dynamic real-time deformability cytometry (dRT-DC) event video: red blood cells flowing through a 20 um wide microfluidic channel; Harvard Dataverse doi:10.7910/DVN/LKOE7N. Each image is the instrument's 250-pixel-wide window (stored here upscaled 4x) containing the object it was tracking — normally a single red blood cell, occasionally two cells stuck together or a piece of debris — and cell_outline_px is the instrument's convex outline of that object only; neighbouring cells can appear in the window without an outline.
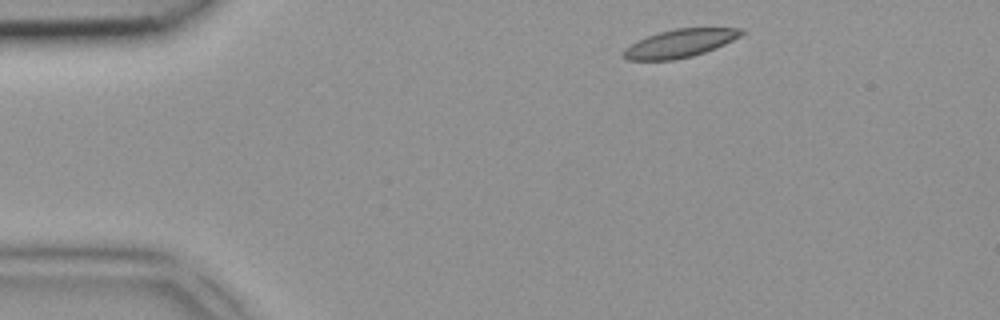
{"species": "common noctule bat (a hibernating species)", "species_latin": "Nyctalus noctula", "temperature_condition": "room temperature", "stored_images_in_passage": 3, "camera_frame_rate_fps": 3000, "um_per_image_px": 0.085, "animal": {"sex": "female", "body_mass_g": 18.4}, "frame": {"image": 1, "passage_image": 1, "time_ms": 0.0, "image_size_px": [1000, 320], "cell_outline_px": [[744, 32], [740, 36], [716, 48], [692, 56], [672, 60], [628, 60], [624, 56], [624, 48], [648, 36], [660, 32], [676, 28], [744, 28]], "centroid_in_image_um": [57.82, 3.68], "position_along_channel_um": 27.2, "area_um2": 18.96}}
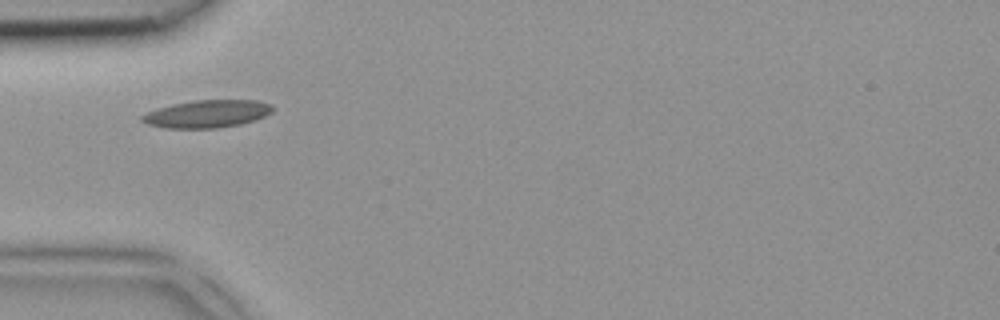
{"frame": {"image": 2, "passage_image": 2, "time_ms": 0.333, "image_size_px": [1000, 320], "cell_outline_px": [[276, 108], [272, 112], [256, 120], [240, 124], [216, 128], [164, 128], [148, 124], [140, 120], [140, 116], [156, 108], [172, 104], [196, 100], [256, 100], [272, 104]], "centroid_in_image_um": [17.62, 9.67], "position_along_channel_um": 67.4, "area_um2": 21.15}}